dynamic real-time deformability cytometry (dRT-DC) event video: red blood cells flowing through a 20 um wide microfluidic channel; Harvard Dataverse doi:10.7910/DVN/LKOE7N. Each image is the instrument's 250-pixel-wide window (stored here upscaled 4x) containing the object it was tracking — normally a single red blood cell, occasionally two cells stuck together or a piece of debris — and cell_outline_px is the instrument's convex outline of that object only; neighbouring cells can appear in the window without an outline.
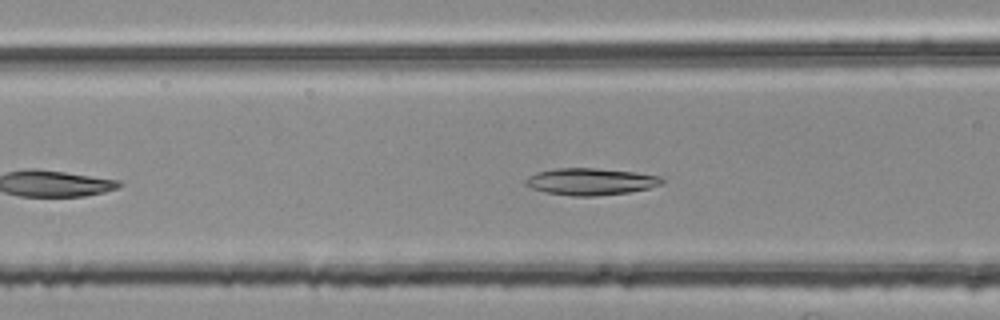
{"species": "common noctule bat (a hibernating species)", "species_latin": "Nyctalus noctula", "temperature_condition": "room temperature", "stored_images_in_passage": 19, "camera_frame_rate_fps": 3000, "um_per_image_px": 0.085, "animal": {"sex": "female", "body_mass_g": 25.1}, "frame": {"image": 1, "passage_image": 11, "time_ms": 3.333, "image_size_px": [1000, 320], "cell_outline_px": [[664, 180], [660, 184], [648, 188], [628, 192], [596, 196], [572, 196], [548, 192], [532, 188], [524, 184], [524, 180], [528, 176], [536, 172], [556, 168], [596, 168], [632, 172], [660, 176]], "centroid_in_image_um": [50.16, 15.43], "position_along_channel_um": 116.4, "area_um2": 21.15}}